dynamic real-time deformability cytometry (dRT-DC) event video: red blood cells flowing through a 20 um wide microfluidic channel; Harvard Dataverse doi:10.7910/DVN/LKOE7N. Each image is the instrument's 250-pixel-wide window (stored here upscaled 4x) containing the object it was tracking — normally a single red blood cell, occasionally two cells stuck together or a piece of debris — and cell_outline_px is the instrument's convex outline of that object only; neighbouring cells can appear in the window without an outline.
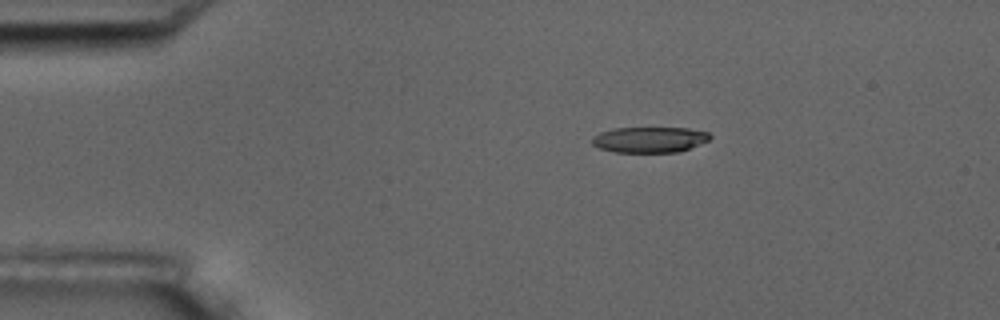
{"species": "common noctule bat (a hibernating species)", "species_latin": "Nyctalus noctula", "temperature_condition": "room temperature", "stored_images_in_passage": 1, "camera_frame_rate_fps": 3000, "um_per_image_px": 0.085, "animal": {"sex": "male", "body_mass_g": 17.5, "forearm_length_mm": 52.3}, "frame": {"image": 1, "passage_image": 1, "time_ms": 0.0, "image_size_px": [1000, 320], "cell_outline_px": [[712, 136], [708, 140], [680, 152], [612, 152], [600, 148], [592, 144], [592, 136], [600, 132], [612, 128], [688, 128], [708, 132]], "centroid_in_image_um": [55.19, 11.87], "position_along_channel_um": 29.8, "area_um2": 17.69}}